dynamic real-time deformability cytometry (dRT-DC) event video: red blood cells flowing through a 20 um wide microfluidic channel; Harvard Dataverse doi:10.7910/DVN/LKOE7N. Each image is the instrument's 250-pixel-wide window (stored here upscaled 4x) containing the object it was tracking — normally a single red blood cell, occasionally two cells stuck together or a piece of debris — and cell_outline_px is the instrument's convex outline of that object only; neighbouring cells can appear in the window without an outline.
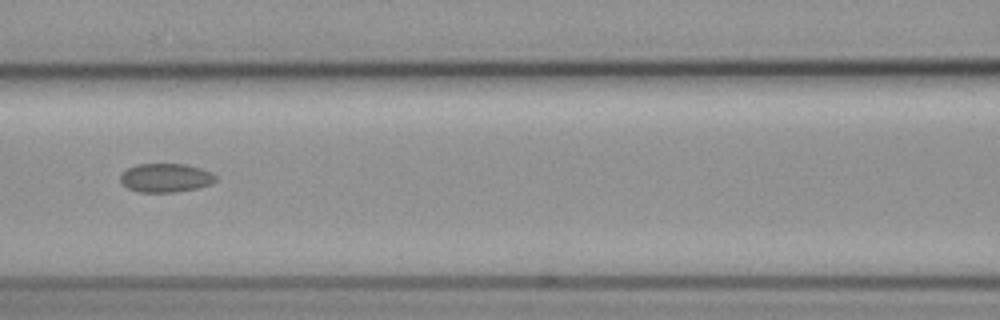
{"species": "common noctule bat (a hibernating species)", "species_latin": "Nyctalus noctula", "temperature_condition": "cold", "stored_images_in_passage": 22, "camera_frame_rate_fps": 3000, "um_per_image_px": 0.085, "animal": {"sex": "female", "body_mass_g": 19.3, "forearm_length_mm": 54.1}, "frame": {"image": 1, "passage_image": 13, "time_ms": 4.0, "image_size_px": [1000, 320], "cell_outline_px": [[216, 180], [212, 184], [196, 188], [176, 192], [140, 192], [128, 188], [120, 184], [120, 176], [128, 168], [136, 164], [184, 164], [200, 168], [216, 176]], "centroid_in_image_um": [14.05, 15.12], "position_along_channel_um": 152.5, "area_um2": 15.9}}
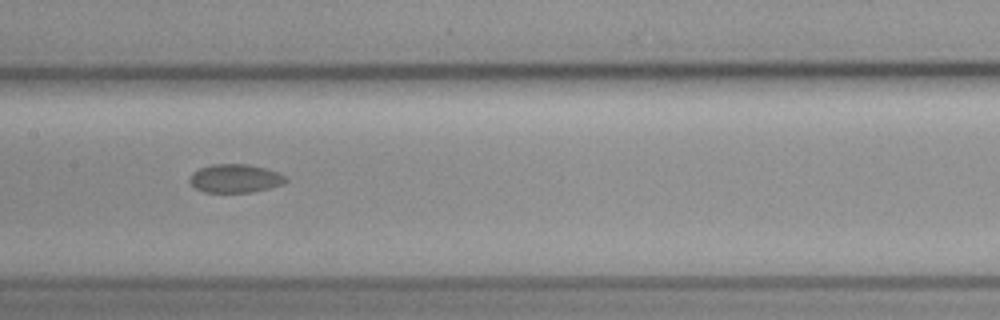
{"frame": {"image": 2, "passage_image": 16, "time_ms": 5.0, "image_size_px": [1000, 320], "cell_outline_px": [[288, 180], [284, 184], [252, 192], [204, 192], [196, 188], [188, 180], [192, 172], [200, 168], [212, 164], [248, 164], [264, 168], [276, 172], [284, 176]], "centroid_in_image_um": [19.97, 15.16], "position_along_channel_um": 187.4, "area_um2": 15.84}}